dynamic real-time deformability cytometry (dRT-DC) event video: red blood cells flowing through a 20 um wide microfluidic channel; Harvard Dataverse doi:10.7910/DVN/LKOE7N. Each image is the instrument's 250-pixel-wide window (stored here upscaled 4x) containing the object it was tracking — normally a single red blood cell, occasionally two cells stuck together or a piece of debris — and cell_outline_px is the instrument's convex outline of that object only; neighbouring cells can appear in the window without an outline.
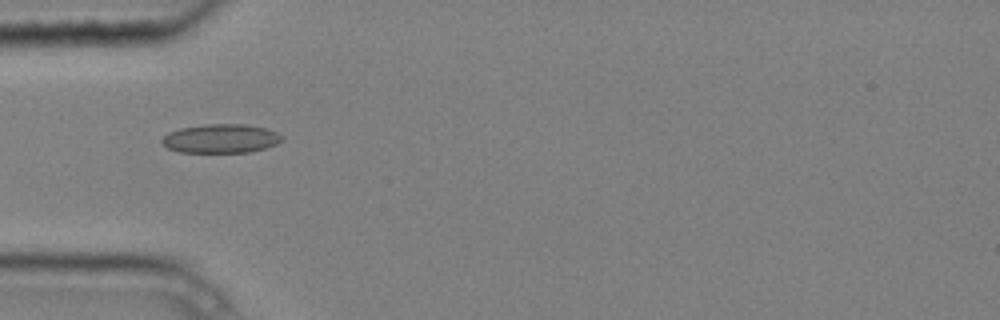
{"species": "common noctule bat (a hibernating species)", "species_latin": "Nyctalus noctula", "temperature_condition": "cold", "stored_images_in_passage": 6, "camera_frame_rate_fps": 3000, "um_per_image_px": 0.085, "animal": {"sex": "male", "body_mass_g": 20.4}, "frame": {"image": 1, "passage_image": 3, "time_ms": 0.667, "image_size_px": [1000, 320], "cell_outline_px": [[284, 136], [276, 144], [264, 148], [248, 152], [180, 152], [168, 148], [160, 144], [160, 140], [168, 132], [180, 128], [204, 124], [244, 124], [268, 128]], "centroid_in_image_um": [18.74, 11.77], "position_along_channel_um": 66.3, "area_um2": 20.29}}
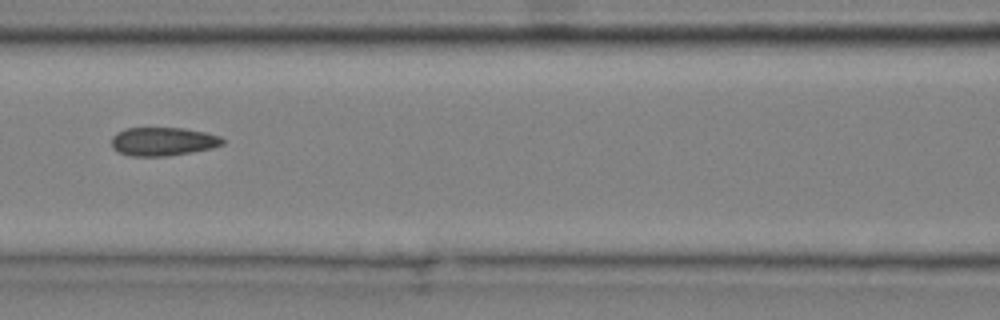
{"frame": {"image": 2, "passage_image": 5, "time_ms": 1.333, "image_size_px": [1000, 320], "cell_outline_px": [[224, 144], [212, 148], [192, 152], [168, 156], [132, 156], [120, 152], [112, 148], [112, 136], [116, 132], [124, 128], [184, 128], [208, 132], [220, 136], [224, 140]], "centroid_in_image_um": [13.87, 12.02], "position_along_channel_um": 152.7, "area_um2": 18.61}}
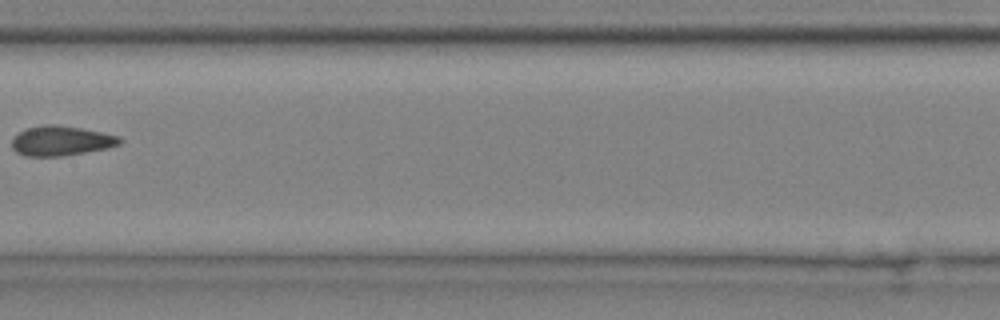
{"frame": {"image": 3, "passage_image": 6, "time_ms": 1.667, "image_size_px": [1000, 320], "cell_outline_px": [[124, 140], [120, 144], [108, 148], [60, 156], [24, 156], [16, 152], [12, 148], [12, 140], [24, 128], [44, 124], [56, 124], [104, 132], [120, 136]], "centroid_in_image_um": [5.21, 11.96], "position_along_channel_um": 202.2, "area_um2": 18.84}}